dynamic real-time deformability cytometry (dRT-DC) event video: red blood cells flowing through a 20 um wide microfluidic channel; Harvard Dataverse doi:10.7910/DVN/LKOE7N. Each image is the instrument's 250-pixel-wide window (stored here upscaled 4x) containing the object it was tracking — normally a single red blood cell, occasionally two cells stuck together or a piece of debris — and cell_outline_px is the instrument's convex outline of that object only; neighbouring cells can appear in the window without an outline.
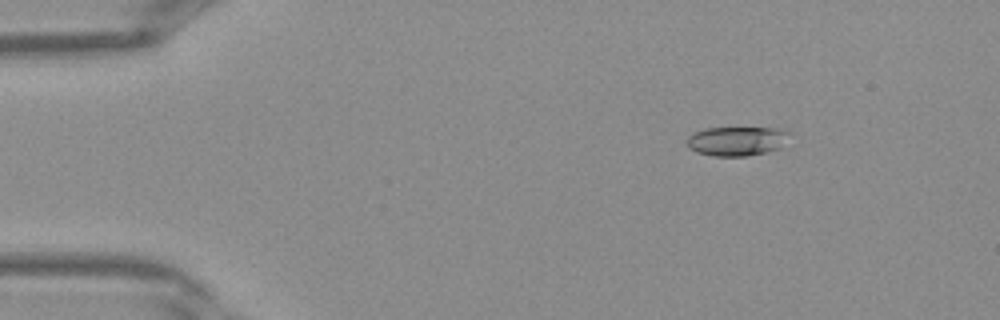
{"species": "Egyptian fruit bat (a non-hibernating species)", "species_latin": "Rousettus aegyptiacus", "temperature_condition": "warm", "stored_images_in_passage": 40, "camera_frame_rate_fps": 3000, "um_per_image_px": 0.085, "frame": {"image": 1, "passage_image": 6, "time_ms": 1.667, "image_size_px": [1000, 320], "cell_outline_px": [[788, 132], [780, 148], [768, 152], [744, 156], [712, 156], [696, 152], [688, 148], [688, 136], [704, 128], [780, 128]], "centroid_in_image_um": [62.58, 12.0], "position_along_channel_um": 22.4, "area_um2": 17.28}}
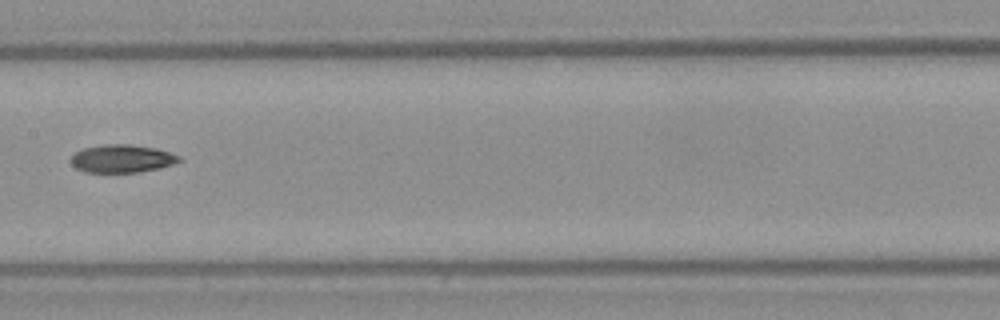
{"frame": {"image": 2, "passage_image": 21, "time_ms": 6.667, "image_size_px": [1000, 320], "cell_outline_px": [[184, 160], [160, 168], [140, 172], [84, 172], [76, 168], [68, 160], [80, 148], [104, 144], [128, 144], [156, 148], [180, 156]], "centroid_in_image_um": [10.34, 13.48], "position_along_channel_um": 197.1, "area_um2": 17.8}}
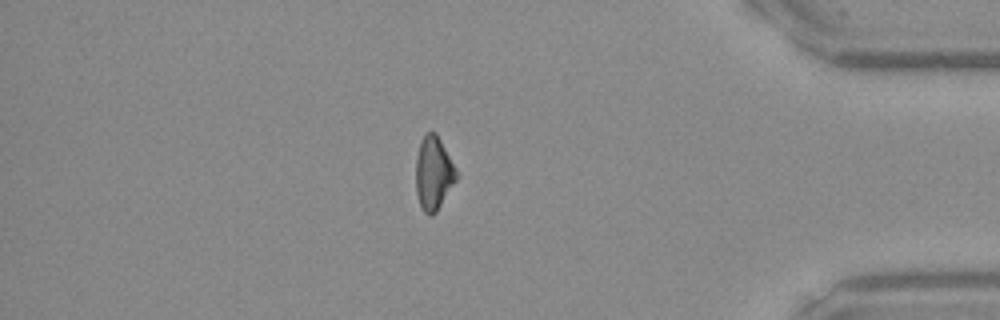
{"frame": {"image": 3, "passage_image": 35, "time_ms": 11.333, "image_size_px": [1000, 320], "cell_outline_px": [[456, 180], [436, 212], [432, 216], [428, 216], [424, 212], [420, 204], [416, 192], [416, 156], [420, 140], [428, 132], [436, 132], [456, 172]], "centroid_in_image_um": [36.81, 14.74], "position_along_channel_um": 398.4, "area_um2": 16.94}}